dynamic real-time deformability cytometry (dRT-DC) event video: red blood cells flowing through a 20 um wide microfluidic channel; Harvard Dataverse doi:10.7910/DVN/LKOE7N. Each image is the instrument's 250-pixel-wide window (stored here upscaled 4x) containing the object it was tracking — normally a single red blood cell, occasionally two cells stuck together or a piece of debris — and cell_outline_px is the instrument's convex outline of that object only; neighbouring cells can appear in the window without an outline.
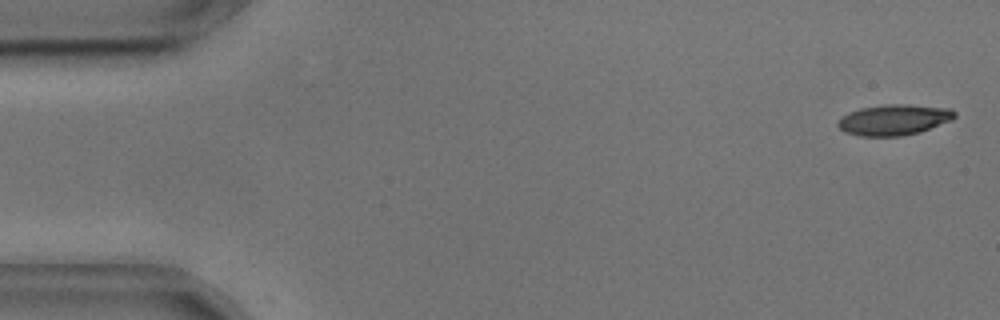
{"species": "common noctule bat (a hibernating species)", "species_latin": "Nyctalus noctula", "temperature_condition": "cold", "stored_images_in_passage": 12, "camera_frame_rate_fps": 3000, "um_per_image_px": 0.085, "animal": {"sex": "male", "body_mass_g": 17.9, "forearm_length_mm": 54.2}, "frame": {"image": 1, "passage_image": 2, "time_ms": 0.333, "image_size_px": [1000, 320], "cell_outline_px": [[956, 116], [952, 120], [920, 132], [900, 136], [860, 136], [844, 132], [836, 124], [840, 116], [848, 112], [860, 108], [884, 104], [908, 104], [952, 108], [956, 112]], "centroid_in_image_um": [75.98, 10.17], "position_along_channel_um": 9.0, "area_um2": 21.21}}